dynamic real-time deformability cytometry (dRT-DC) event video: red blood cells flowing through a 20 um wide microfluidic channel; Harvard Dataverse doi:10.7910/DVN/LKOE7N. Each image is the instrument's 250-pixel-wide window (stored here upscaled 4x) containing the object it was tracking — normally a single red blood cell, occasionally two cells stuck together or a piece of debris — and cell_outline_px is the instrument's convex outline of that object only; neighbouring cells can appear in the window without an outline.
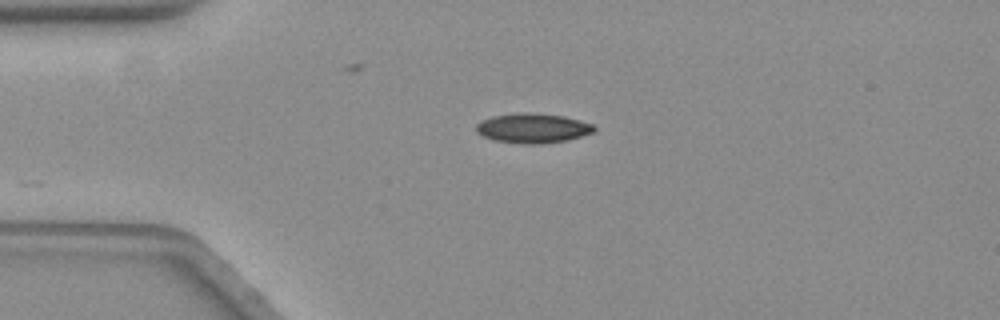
{"species": "common noctule bat (a hibernating species)", "species_latin": "Nyctalus noctula", "temperature_condition": "warm", "stored_images_in_passage": 6, "camera_frame_rate_fps": 3000, "um_per_image_px": 0.085, "animal": {"sex": "female", "body_mass_g": 19.3, "forearm_length_mm": 54.1}, "frame": {"image": 1, "passage_image": 1, "time_ms": 0.0, "image_size_px": [1000, 320], "cell_outline_px": [[596, 128], [592, 132], [568, 140], [544, 144], [520, 144], [496, 140], [484, 136], [476, 132], [476, 124], [480, 120], [492, 116], [520, 112], [532, 112], [564, 116], [592, 124]], "centroid_in_image_um": [45.25, 10.89], "position_along_channel_um": 39.7, "area_um2": 20.46}}